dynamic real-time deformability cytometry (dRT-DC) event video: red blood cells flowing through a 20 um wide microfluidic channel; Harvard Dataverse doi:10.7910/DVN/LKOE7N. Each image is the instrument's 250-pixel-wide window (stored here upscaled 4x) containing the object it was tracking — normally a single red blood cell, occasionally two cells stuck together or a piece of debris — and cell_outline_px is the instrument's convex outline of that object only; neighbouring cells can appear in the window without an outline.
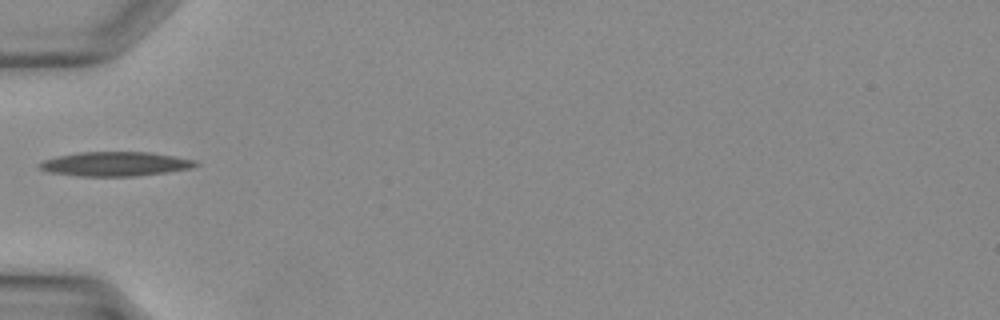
{"species": "Egyptian fruit bat (a non-hibernating species)", "species_latin": "Rousettus aegyptiacus", "temperature_condition": "warm", "stored_images_in_passage": 3, "camera_frame_rate_fps": 3000, "um_per_image_px": 0.085, "animal": {"sex": "female"}, "frame": {"image": 1, "passage_image": 1, "time_ms": 0.0, "image_size_px": [1000, 320], "cell_outline_px": [[200, 164], [192, 168], [168, 172], [132, 176], [84, 176], [52, 172], [40, 168], [40, 164], [44, 160], [56, 156], [80, 152], [152, 152], [196, 160]], "centroid_in_image_um": [9.88, 13.92], "position_along_channel_um": 75.1, "area_um2": 21.91}}